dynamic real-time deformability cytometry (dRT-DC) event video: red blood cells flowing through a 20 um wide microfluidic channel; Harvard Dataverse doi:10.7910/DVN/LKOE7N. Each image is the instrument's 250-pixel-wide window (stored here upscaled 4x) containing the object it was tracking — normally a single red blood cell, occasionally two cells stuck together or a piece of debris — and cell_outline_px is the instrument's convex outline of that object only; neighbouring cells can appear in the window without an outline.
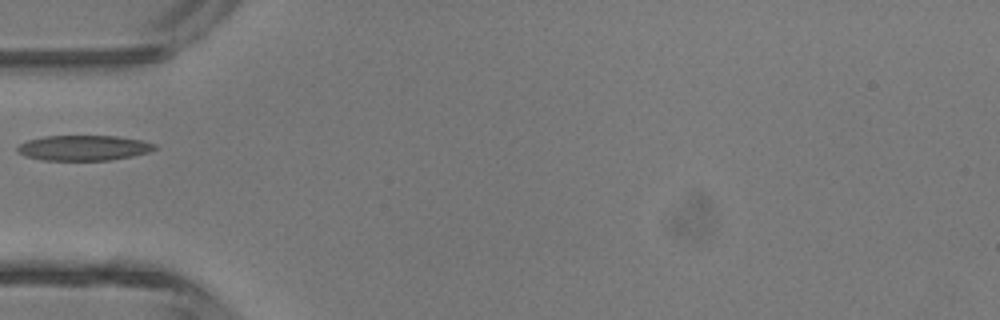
{"species": "common noctule bat (a hibernating species)", "species_latin": "Nyctalus noctula", "temperature_condition": "room temperature", "stored_images_in_passage": 1, "camera_frame_rate_fps": 3000, "um_per_image_px": 0.085, "animal": {"sex": "male", "body_mass_g": 13.3}, "frame": {"image": 1, "passage_image": 1, "time_ms": 0.0, "image_size_px": [1000, 320], "cell_outline_px": [[160, 148], [148, 152], [132, 156], [108, 160], [44, 160], [24, 156], [16, 152], [16, 148], [20, 144], [28, 140], [44, 136], [116, 136], [144, 140], [156, 144]], "centroid_in_image_um": [7.13, 12.57], "position_along_channel_um": 77.9, "area_um2": 20.35}}